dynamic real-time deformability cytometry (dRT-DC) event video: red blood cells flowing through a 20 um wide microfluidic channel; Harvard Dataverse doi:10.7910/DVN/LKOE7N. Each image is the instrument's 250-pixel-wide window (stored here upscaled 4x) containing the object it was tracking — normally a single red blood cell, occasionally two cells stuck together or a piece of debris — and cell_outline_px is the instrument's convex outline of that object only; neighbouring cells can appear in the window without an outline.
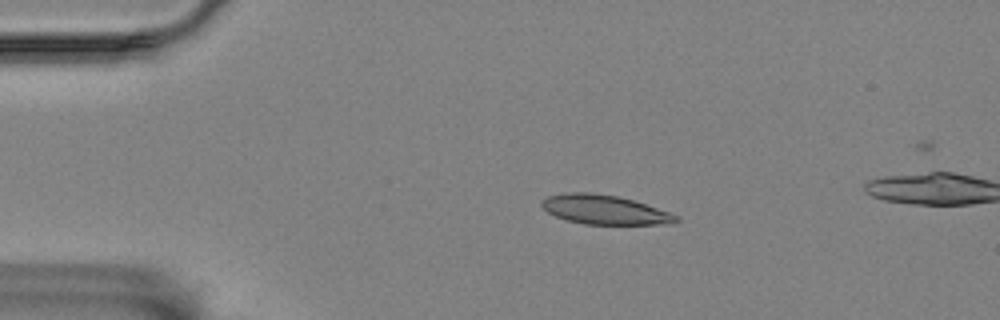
{"species": "Egyptian fruit bat (a non-hibernating species)", "species_latin": "Rousettus aegyptiacus", "temperature_condition": "room temperature", "stored_images_in_passage": 16, "camera_frame_rate_fps": 3000, "um_per_image_px": 0.085, "animal": {"sex": "female"}, "frame": {"image": 1, "passage_image": 10, "time_ms": 3.0, "image_size_px": [1000, 320], "cell_outline_px": [[680, 220], [672, 224], [584, 224], [568, 220], [556, 216], [548, 212], [540, 204], [548, 196], [564, 192], [592, 192], [620, 196], [636, 200], [680, 216]], "centroid_in_image_um": [51.44, 17.81], "position_along_channel_um": 33.6, "area_um2": 23.12}}